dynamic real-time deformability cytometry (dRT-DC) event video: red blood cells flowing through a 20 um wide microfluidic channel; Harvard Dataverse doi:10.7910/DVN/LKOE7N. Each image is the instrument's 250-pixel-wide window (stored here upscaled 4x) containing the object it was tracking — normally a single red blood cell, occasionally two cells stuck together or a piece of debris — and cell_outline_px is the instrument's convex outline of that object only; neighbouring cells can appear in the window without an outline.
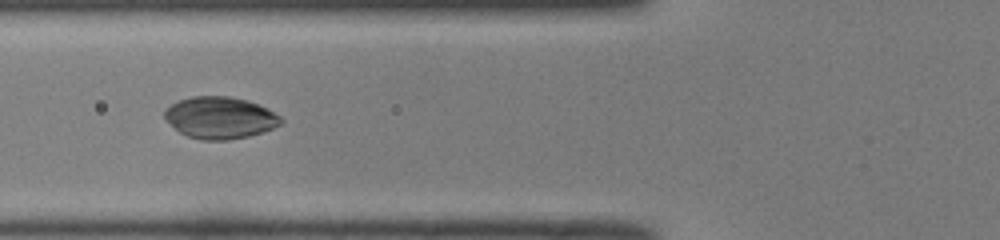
{"species": "common noctule bat (a hibernating species)", "species_latin": "Nyctalus noctula", "temperature_condition": "room temperature", "stored_images_in_passage": 40, "camera_frame_rate_fps": 3000, "um_per_image_px": 0.085, "animal": {"sex": "male", "body_mass_g": 19.0, "forearm_length_mm": 50.8}, "frame": {"image": 1, "passage_image": 9, "time_ms": 2.667, "image_size_px": [1000, 240], "cell_outline_px": [[284, 120], [280, 124], [272, 128], [248, 136], [228, 140], [200, 140], [188, 136], [180, 132], [164, 116], [164, 108], [180, 100], [192, 96], [228, 96], [248, 100], [268, 108], [280, 116]], "centroid_in_image_um": [18.71, 9.99], "position_along_channel_um": 107.1, "area_um2": 28.21}}
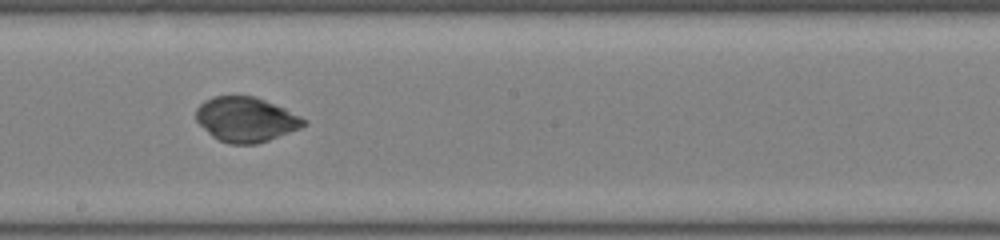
{"frame": {"image": 2, "passage_image": 18, "time_ms": 5.667, "image_size_px": [1000, 240], "cell_outline_px": [[308, 124], [300, 128], [268, 140], [256, 144], [232, 144], [220, 140], [212, 136], [196, 120], [196, 108], [204, 100], [212, 96], [256, 96], [284, 108], [308, 120]], "centroid_in_image_um": [20.91, 10.14], "position_along_channel_um": 227.3, "area_um2": 28.03}}
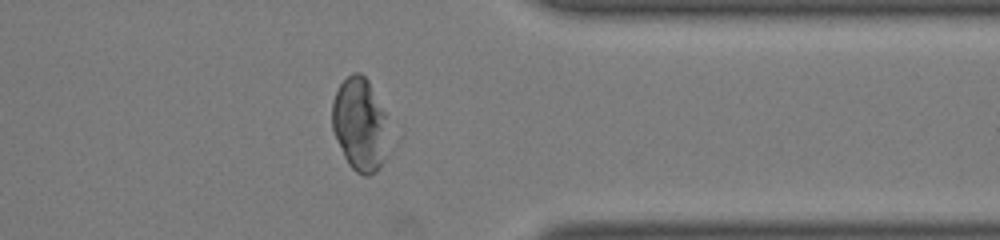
{"frame": {"image": 3, "passage_image": 30, "time_ms": 9.667, "image_size_px": [1000, 240], "cell_outline_px": [[388, 156], [376, 172], [368, 176], [364, 176], [356, 172], [348, 164], [336, 140], [332, 128], [332, 100], [340, 84], [352, 72], [360, 72], [368, 80], [384, 112]], "centroid_in_image_um": [30.57, 10.61], "position_along_channel_um": 380.8, "area_um2": 30.58}}